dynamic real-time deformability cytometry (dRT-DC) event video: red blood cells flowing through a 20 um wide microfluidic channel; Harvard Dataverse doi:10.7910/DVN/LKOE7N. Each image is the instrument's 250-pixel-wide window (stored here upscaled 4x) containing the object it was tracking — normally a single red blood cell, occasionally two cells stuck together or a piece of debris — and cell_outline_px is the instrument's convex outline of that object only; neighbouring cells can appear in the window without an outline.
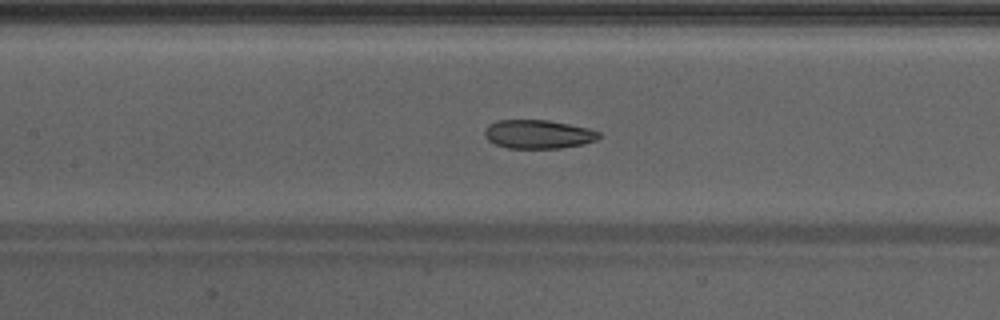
{"species": "Egyptian fruit bat (a non-hibernating species)", "species_latin": "Rousettus aegyptiacus", "temperature_condition": "warm", "stored_images_in_passage": 27, "camera_frame_rate_fps": 3000, "um_per_image_px": 0.085, "animal": {"sex": "male"}, "frame": {"image": 1, "passage_image": 8, "time_ms": 2.333, "image_size_px": [1000, 320], "cell_outline_px": [[600, 136], [596, 140], [584, 144], [560, 148], [508, 148], [496, 144], [488, 140], [484, 136], [484, 128], [488, 124], [500, 120], [548, 120], [588, 128], [600, 132]], "centroid_in_image_um": [45.73, 11.41], "position_along_channel_um": 161.7, "area_um2": 19.13}}
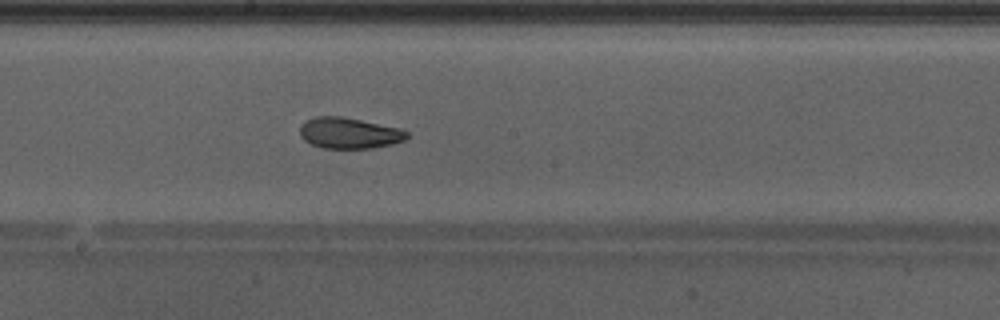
{"frame": {"image": 2, "passage_image": 12, "time_ms": 3.667, "image_size_px": [1000, 320], "cell_outline_px": [[408, 136], [404, 140], [392, 144], [372, 148], [324, 148], [312, 144], [304, 140], [300, 136], [300, 124], [304, 120], [316, 116], [340, 116], [400, 128], [408, 132]], "centroid_in_image_um": [29.65, 11.3], "position_along_channel_um": 218.6, "area_um2": 19.31}, "authors_computed_cell_mechanics": {"area_um2": 19.5942, "velocity_mm_per_s": 4.2781, "shape_relaxation_time_tau1_ms": 5.7634, "shape_relaxation_time_tau2_ms": 1.1323, "deformation_change_tau1": 0.1557, "deformation_change_tau2": 0.0611}}